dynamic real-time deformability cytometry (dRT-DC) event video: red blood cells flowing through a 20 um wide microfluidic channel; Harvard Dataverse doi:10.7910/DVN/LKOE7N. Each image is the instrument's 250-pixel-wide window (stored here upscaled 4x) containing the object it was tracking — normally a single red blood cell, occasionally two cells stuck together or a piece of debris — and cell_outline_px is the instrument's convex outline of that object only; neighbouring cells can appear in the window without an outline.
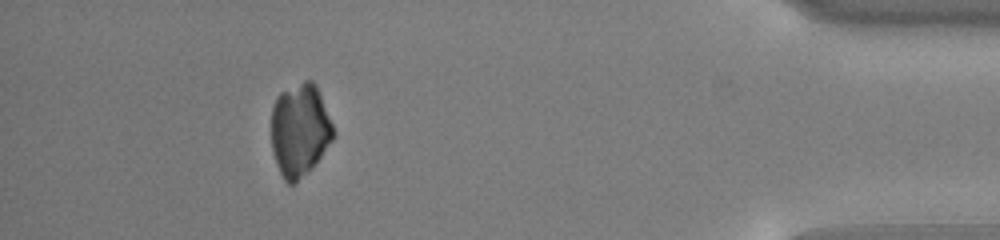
{"species": "common noctule bat (a hibernating species)", "species_latin": "Nyctalus noctula", "temperature_condition": "cold", "stored_images_in_passage": 54, "camera_frame_rate_fps": 3000, "um_per_image_px": 0.085, "animal": {"sex": "male", "body_mass_g": 13.0, "forearm_length_mm": 53.1}, "frame": {"image": 1, "passage_image": 49, "time_ms": 16.0, "image_size_px": [1000, 240], "cell_outline_px": [[336, 132], [332, 140], [312, 168], [296, 184], [288, 184], [284, 180], [276, 164], [272, 152], [272, 108], [276, 96], [280, 92], [304, 80], [312, 80], [316, 84]], "centroid_in_image_um": [25.48, 11.06], "position_along_channel_um": 409.7, "area_um2": 33.76}}